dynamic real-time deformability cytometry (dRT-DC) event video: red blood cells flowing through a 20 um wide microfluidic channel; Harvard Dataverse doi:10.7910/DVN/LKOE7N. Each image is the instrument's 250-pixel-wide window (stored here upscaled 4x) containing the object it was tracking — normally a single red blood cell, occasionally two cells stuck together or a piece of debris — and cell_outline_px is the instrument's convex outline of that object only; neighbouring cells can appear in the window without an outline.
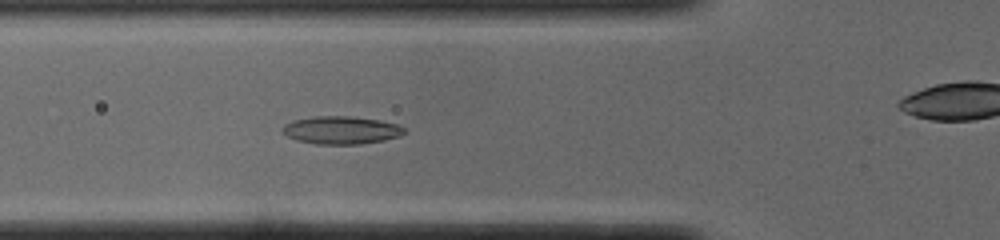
{"species": "common noctule bat (a hibernating species)", "species_latin": "Nyctalus noctula", "temperature_condition": "cold", "stored_images_in_passage": 52, "camera_frame_rate_fps": 3000, "um_per_image_px": 0.085, "animal": {"sex": "male", "body_mass_g": 19.0, "forearm_length_mm": 50.8}, "frame": {"image": 1, "passage_image": 18, "time_ms": 5.667, "image_size_px": [1000, 240], "cell_outline_px": [[408, 132], [400, 136], [384, 140], [360, 144], [316, 144], [296, 140], [288, 136], [280, 128], [284, 124], [292, 120], [316, 116], [352, 116], [380, 120], [396, 124], [404, 128]], "centroid_in_image_um": [29.01, 11.06], "position_along_channel_um": 96.8, "area_um2": 19.88}}
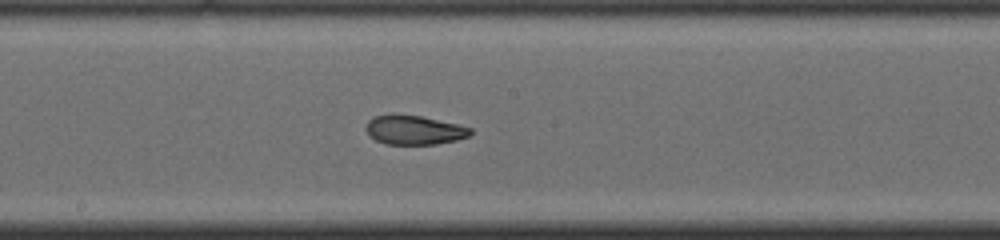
{"frame": {"image": 2, "passage_image": 27, "time_ms": 8.667, "image_size_px": [1000, 240], "cell_outline_px": [[472, 132], [468, 136], [456, 140], [436, 144], [388, 144], [376, 140], [364, 128], [368, 120], [372, 116], [392, 112], [420, 116], [460, 124], [472, 128]], "centroid_in_image_um": [35.18, 11.01], "position_along_channel_um": 213.0, "area_um2": 18.09}}
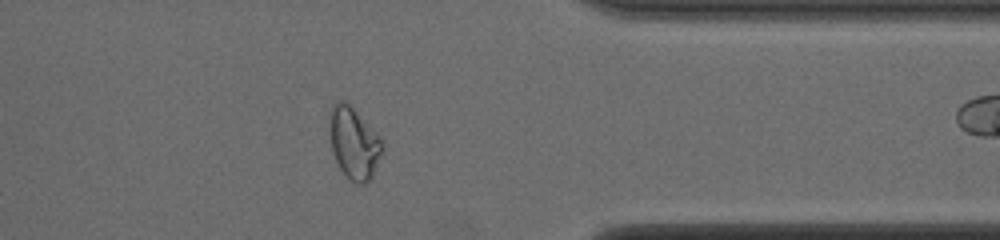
{"frame": {"image": 3, "passage_image": 41, "time_ms": 13.333, "image_size_px": [1000, 240], "cell_outline_px": [[384, 148], [372, 176], [368, 184], [356, 184], [340, 168], [336, 160], [332, 148], [328, 112], [336, 100], [344, 100], [380, 136], [384, 144]], "centroid_in_image_um": [30.09, 12.15], "position_along_channel_um": 381.3, "area_um2": 21.85}, "authors_computed_cell_mechanics": {"area_um2": 19.5075, "velocity_mm_per_s": 3.881, "shape_relaxation_time_tau1_ms": null, "shape_relaxation_time_tau2_ms": 2.4231, "deformation_change_tau1": null, "deformation_change_tau2": 0.0864}}